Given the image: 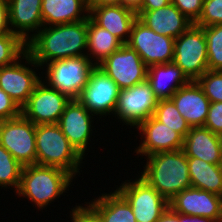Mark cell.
Segmentation results:
<instances>
[{"instance_id": "obj_1", "label": "cell", "mask_w": 222, "mask_h": 222, "mask_svg": "<svg viewBox=\"0 0 222 222\" xmlns=\"http://www.w3.org/2000/svg\"><path fill=\"white\" fill-rule=\"evenodd\" d=\"M87 19L74 23L43 26L28 42L27 52L40 66L56 60L85 56Z\"/></svg>"}, {"instance_id": "obj_2", "label": "cell", "mask_w": 222, "mask_h": 222, "mask_svg": "<svg viewBox=\"0 0 222 222\" xmlns=\"http://www.w3.org/2000/svg\"><path fill=\"white\" fill-rule=\"evenodd\" d=\"M139 175L167 201L192 187L187 156L183 150L162 151L146 157Z\"/></svg>"}, {"instance_id": "obj_3", "label": "cell", "mask_w": 222, "mask_h": 222, "mask_svg": "<svg viewBox=\"0 0 222 222\" xmlns=\"http://www.w3.org/2000/svg\"><path fill=\"white\" fill-rule=\"evenodd\" d=\"M73 178L70 173L57 167L36 164L24 166L15 194L30 200L38 210H43L69 191Z\"/></svg>"}, {"instance_id": "obj_4", "label": "cell", "mask_w": 222, "mask_h": 222, "mask_svg": "<svg viewBox=\"0 0 222 222\" xmlns=\"http://www.w3.org/2000/svg\"><path fill=\"white\" fill-rule=\"evenodd\" d=\"M35 138L36 165L63 169L74 180L76 175H80V164L84 163V158L70 144L57 123L36 125Z\"/></svg>"}, {"instance_id": "obj_5", "label": "cell", "mask_w": 222, "mask_h": 222, "mask_svg": "<svg viewBox=\"0 0 222 222\" xmlns=\"http://www.w3.org/2000/svg\"><path fill=\"white\" fill-rule=\"evenodd\" d=\"M47 68H46V67ZM96 67L86 55L51 61L40 69L45 70L42 75L45 83L66 95L70 99H77L86 86L91 71Z\"/></svg>"}, {"instance_id": "obj_6", "label": "cell", "mask_w": 222, "mask_h": 222, "mask_svg": "<svg viewBox=\"0 0 222 222\" xmlns=\"http://www.w3.org/2000/svg\"><path fill=\"white\" fill-rule=\"evenodd\" d=\"M173 63L189 81H196L208 71L207 40L203 27L194 23L175 38Z\"/></svg>"}, {"instance_id": "obj_7", "label": "cell", "mask_w": 222, "mask_h": 222, "mask_svg": "<svg viewBox=\"0 0 222 222\" xmlns=\"http://www.w3.org/2000/svg\"><path fill=\"white\" fill-rule=\"evenodd\" d=\"M139 174L133 181H123L116 190L130 204L136 222H156L169 207V202Z\"/></svg>"}, {"instance_id": "obj_8", "label": "cell", "mask_w": 222, "mask_h": 222, "mask_svg": "<svg viewBox=\"0 0 222 222\" xmlns=\"http://www.w3.org/2000/svg\"><path fill=\"white\" fill-rule=\"evenodd\" d=\"M36 125L22 114L0 120V144L24 167L36 164Z\"/></svg>"}, {"instance_id": "obj_9", "label": "cell", "mask_w": 222, "mask_h": 222, "mask_svg": "<svg viewBox=\"0 0 222 222\" xmlns=\"http://www.w3.org/2000/svg\"><path fill=\"white\" fill-rule=\"evenodd\" d=\"M174 43V38L155 33L137 18L126 44L150 67L173 62Z\"/></svg>"}, {"instance_id": "obj_10", "label": "cell", "mask_w": 222, "mask_h": 222, "mask_svg": "<svg viewBox=\"0 0 222 222\" xmlns=\"http://www.w3.org/2000/svg\"><path fill=\"white\" fill-rule=\"evenodd\" d=\"M158 100L147 80L133 87L121 89L113 117L118 118V122L131 126L129 128H135L153 116Z\"/></svg>"}, {"instance_id": "obj_11", "label": "cell", "mask_w": 222, "mask_h": 222, "mask_svg": "<svg viewBox=\"0 0 222 222\" xmlns=\"http://www.w3.org/2000/svg\"><path fill=\"white\" fill-rule=\"evenodd\" d=\"M120 90L114 80L96 66L77 99L95 117L103 118L114 115Z\"/></svg>"}, {"instance_id": "obj_12", "label": "cell", "mask_w": 222, "mask_h": 222, "mask_svg": "<svg viewBox=\"0 0 222 222\" xmlns=\"http://www.w3.org/2000/svg\"><path fill=\"white\" fill-rule=\"evenodd\" d=\"M21 59H24L26 63L24 60L22 62ZM39 67L32 56L26 52L15 63L0 68V88L5 91L20 108L27 103L35 86L41 80V75L39 74L38 76L36 72V69H39Z\"/></svg>"}, {"instance_id": "obj_13", "label": "cell", "mask_w": 222, "mask_h": 222, "mask_svg": "<svg viewBox=\"0 0 222 222\" xmlns=\"http://www.w3.org/2000/svg\"><path fill=\"white\" fill-rule=\"evenodd\" d=\"M97 66L111 77L120 89L133 87L145 82L147 78L148 67L140 55L127 44H123Z\"/></svg>"}, {"instance_id": "obj_14", "label": "cell", "mask_w": 222, "mask_h": 222, "mask_svg": "<svg viewBox=\"0 0 222 222\" xmlns=\"http://www.w3.org/2000/svg\"><path fill=\"white\" fill-rule=\"evenodd\" d=\"M70 100L41 79L27 103L21 108V114L35 125L58 123Z\"/></svg>"}, {"instance_id": "obj_15", "label": "cell", "mask_w": 222, "mask_h": 222, "mask_svg": "<svg viewBox=\"0 0 222 222\" xmlns=\"http://www.w3.org/2000/svg\"><path fill=\"white\" fill-rule=\"evenodd\" d=\"M94 116L78 99H71L57 123L70 144L83 158L88 152L86 150H89L90 138L94 133L95 126H92L95 121Z\"/></svg>"}, {"instance_id": "obj_16", "label": "cell", "mask_w": 222, "mask_h": 222, "mask_svg": "<svg viewBox=\"0 0 222 222\" xmlns=\"http://www.w3.org/2000/svg\"><path fill=\"white\" fill-rule=\"evenodd\" d=\"M135 129L140 131L139 135L142 140V143L135 147V153L142 156V158L157 152L181 150L183 148L184 138L153 116L139 123Z\"/></svg>"}, {"instance_id": "obj_17", "label": "cell", "mask_w": 222, "mask_h": 222, "mask_svg": "<svg viewBox=\"0 0 222 222\" xmlns=\"http://www.w3.org/2000/svg\"><path fill=\"white\" fill-rule=\"evenodd\" d=\"M168 202L169 208L175 213L218 219L222 197L208 191L189 187Z\"/></svg>"}, {"instance_id": "obj_18", "label": "cell", "mask_w": 222, "mask_h": 222, "mask_svg": "<svg viewBox=\"0 0 222 222\" xmlns=\"http://www.w3.org/2000/svg\"><path fill=\"white\" fill-rule=\"evenodd\" d=\"M136 13L137 18L155 33L174 39L193 24L172 3L155 10H136Z\"/></svg>"}, {"instance_id": "obj_19", "label": "cell", "mask_w": 222, "mask_h": 222, "mask_svg": "<svg viewBox=\"0 0 222 222\" xmlns=\"http://www.w3.org/2000/svg\"><path fill=\"white\" fill-rule=\"evenodd\" d=\"M190 127L204 126L210 100L197 81H189L170 98Z\"/></svg>"}, {"instance_id": "obj_20", "label": "cell", "mask_w": 222, "mask_h": 222, "mask_svg": "<svg viewBox=\"0 0 222 222\" xmlns=\"http://www.w3.org/2000/svg\"><path fill=\"white\" fill-rule=\"evenodd\" d=\"M89 17L101 28L108 30L123 44L130 38L131 28L137 19L135 10L124 5L89 7Z\"/></svg>"}, {"instance_id": "obj_21", "label": "cell", "mask_w": 222, "mask_h": 222, "mask_svg": "<svg viewBox=\"0 0 222 222\" xmlns=\"http://www.w3.org/2000/svg\"><path fill=\"white\" fill-rule=\"evenodd\" d=\"M7 1L11 32L27 43L43 27L42 0Z\"/></svg>"}, {"instance_id": "obj_22", "label": "cell", "mask_w": 222, "mask_h": 222, "mask_svg": "<svg viewBox=\"0 0 222 222\" xmlns=\"http://www.w3.org/2000/svg\"><path fill=\"white\" fill-rule=\"evenodd\" d=\"M182 150L187 157L202 159L210 164H220L222 136L204 126L191 127L184 138Z\"/></svg>"}, {"instance_id": "obj_23", "label": "cell", "mask_w": 222, "mask_h": 222, "mask_svg": "<svg viewBox=\"0 0 222 222\" xmlns=\"http://www.w3.org/2000/svg\"><path fill=\"white\" fill-rule=\"evenodd\" d=\"M88 0H42L43 26L74 23L89 18Z\"/></svg>"}, {"instance_id": "obj_24", "label": "cell", "mask_w": 222, "mask_h": 222, "mask_svg": "<svg viewBox=\"0 0 222 222\" xmlns=\"http://www.w3.org/2000/svg\"><path fill=\"white\" fill-rule=\"evenodd\" d=\"M84 203L100 222H136L130 204L117 190L101 193L96 199Z\"/></svg>"}, {"instance_id": "obj_25", "label": "cell", "mask_w": 222, "mask_h": 222, "mask_svg": "<svg viewBox=\"0 0 222 222\" xmlns=\"http://www.w3.org/2000/svg\"><path fill=\"white\" fill-rule=\"evenodd\" d=\"M146 80L159 100L170 99L179 88L189 82L181 68L173 62L148 67Z\"/></svg>"}, {"instance_id": "obj_26", "label": "cell", "mask_w": 222, "mask_h": 222, "mask_svg": "<svg viewBox=\"0 0 222 222\" xmlns=\"http://www.w3.org/2000/svg\"><path fill=\"white\" fill-rule=\"evenodd\" d=\"M122 45L123 43L108 30L101 28L90 17L87 19L86 56L96 66Z\"/></svg>"}, {"instance_id": "obj_27", "label": "cell", "mask_w": 222, "mask_h": 222, "mask_svg": "<svg viewBox=\"0 0 222 222\" xmlns=\"http://www.w3.org/2000/svg\"><path fill=\"white\" fill-rule=\"evenodd\" d=\"M191 185L222 197V168L202 159L187 157Z\"/></svg>"}, {"instance_id": "obj_28", "label": "cell", "mask_w": 222, "mask_h": 222, "mask_svg": "<svg viewBox=\"0 0 222 222\" xmlns=\"http://www.w3.org/2000/svg\"><path fill=\"white\" fill-rule=\"evenodd\" d=\"M153 117L175 132L179 133L183 138H185L191 129L190 125L180 114L179 110L176 108L171 99L158 100Z\"/></svg>"}, {"instance_id": "obj_29", "label": "cell", "mask_w": 222, "mask_h": 222, "mask_svg": "<svg viewBox=\"0 0 222 222\" xmlns=\"http://www.w3.org/2000/svg\"><path fill=\"white\" fill-rule=\"evenodd\" d=\"M23 166L0 144V187L14 188L17 192Z\"/></svg>"}, {"instance_id": "obj_30", "label": "cell", "mask_w": 222, "mask_h": 222, "mask_svg": "<svg viewBox=\"0 0 222 222\" xmlns=\"http://www.w3.org/2000/svg\"><path fill=\"white\" fill-rule=\"evenodd\" d=\"M27 52V43L17 34L0 36V68L15 63Z\"/></svg>"}, {"instance_id": "obj_31", "label": "cell", "mask_w": 222, "mask_h": 222, "mask_svg": "<svg viewBox=\"0 0 222 222\" xmlns=\"http://www.w3.org/2000/svg\"><path fill=\"white\" fill-rule=\"evenodd\" d=\"M207 40L208 70H222V24L203 27Z\"/></svg>"}, {"instance_id": "obj_32", "label": "cell", "mask_w": 222, "mask_h": 222, "mask_svg": "<svg viewBox=\"0 0 222 222\" xmlns=\"http://www.w3.org/2000/svg\"><path fill=\"white\" fill-rule=\"evenodd\" d=\"M196 81L210 102H222V70H208Z\"/></svg>"}, {"instance_id": "obj_33", "label": "cell", "mask_w": 222, "mask_h": 222, "mask_svg": "<svg viewBox=\"0 0 222 222\" xmlns=\"http://www.w3.org/2000/svg\"><path fill=\"white\" fill-rule=\"evenodd\" d=\"M194 24L200 27L222 24V0H204L201 15Z\"/></svg>"}, {"instance_id": "obj_34", "label": "cell", "mask_w": 222, "mask_h": 222, "mask_svg": "<svg viewBox=\"0 0 222 222\" xmlns=\"http://www.w3.org/2000/svg\"><path fill=\"white\" fill-rule=\"evenodd\" d=\"M204 0H171L190 21L195 23L201 15Z\"/></svg>"}, {"instance_id": "obj_35", "label": "cell", "mask_w": 222, "mask_h": 222, "mask_svg": "<svg viewBox=\"0 0 222 222\" xmlns=\"http://www.w3.org/2000/svg\"><path fill=\"white\" fill-rule=\"evenodd\" d=\"M204 127L222 136V102H210Z\"/></svg>"}, {"instance_id": "obj_36", "label": "cell", "mask_w": 222, "mask_h": 222, "mask_svg": "<svg viewBox=\"0 0 222 222\" xmlns=\"http://www.w3.org/2000/svg\"><path fill=\"white\" fill-rule=\"evenodd\" d=\"M20 115L21 108L0 88V120L14 119Z\"/></svg>"}, {"instance_id": "obj_37", "label": "cell", "mask_w": 222, "mask_h": 222, "mask_svg": "<svg viewBox=\"0 0 222 222\" xmlns=\"http://www.w3.org/2000/svg\"><path fill=\"white\" fill-rule=\"evenodd\" d=\"M70 218L72 222H100L98 217L87 207L81 204L71 208Z\"/></svg>"}, {"instance_id": "obj_38", "label": "cell", "mask_w": 222, "mask_h": 222, "mask_svg": "<svg viewBox=\"0 0 222 222\" xmlns=\"http://www.w3.org/2000/svg\"><path fill=\"white\" fill-rule=\"evenodd\" d=\"M4 34H14L11 32L9 22L8 1L0 0V36Z\"/></svg>"}, {"instance_id": "obj_39", "label": "cell", "mask_w": 222, "mask_h": 222, "mask_svg": "<svg viewBox=\"0 0 222 222\" xmlns=\"http://www.w3.org/2000/svg\"><path fill=\"white\" fill-rule=\"evenodd\" d=\"M171 3V0H142V5L137 10H155Z\"/></svg>"}, {"instance_id": "obj_40", "label": "cell", "mask_w": 222, "mask_h": 222, "mask_svg": "<svg viewBox=\"0 0 222 222\" xmlns=\"http://www.w3.org/2000/svg\"><path fill=\"white\" fill-rule=\"evenodd\" d=\"M179 222H218V219L179 213Z\"/></svg>"}, {"instance_id": "obj_41", "label": "cell", "mask_w": 222, "mask_h": 222, "mask_svg": "<svg viewBox=\"0 0 222 222\" xmlns=\"http://www.w3.org/2000/svg\"><path fill=\"white\" fill-rule=\"evenodd\" d=\"M156 222H179V213H175L168 207Z\"/></svg>"}, {"instance_id": "obj_42", "label": "cell", "mask_w": 222, "mask_h": 222, "mask_svg": "<svg viewBox=\"0 0 222 222\" xmlns=\"http://www.w3.org/2000/svg\"><path fill=\"white\" fill-rule=\"evenodd\" d=\"M122 5V0H88V7Z\"/></svg>"}, {"instance_id": "obj_43", "label": "cell", "mask_w": 222, "mask_h": 222, "mask_svg": "<svg viewBox=\"0 0 222 222\" xmlns=\"http://www.w3.org/2000/svg\"><path fill=\"white\" fill-rule=\"evenodd\" d=\"M122 5L136 11L142 5V0H122Z\"/></svg>"}, {"instance_id": "obj_44", "label": "cell", "mask_w": 222, "mask_h": 222, "mask_svg": "<svg viewBox=\"0 0 222 222\" xmlns=\"http://www.w3.org/2000/svg\"><path fill=\"white\" fill-rule=\"evenodd\" d=\"M218 222H222V203H221V207H220V215L218 218Z\"/></svg>"}, {"instance_id": "obj_45", "label": "cell", "mask_w": 222, "mask_h": 222, "mask_svg": "<svg viewBox=\"0 0 222 222\" xmlns=\"http://www.w3.org/2000/svg\"><path fill=\"white\" fill-rule=\"evenodd\" d=\"M220 166H221V168H222V155H221V163H220Z\"/></svg>"}]
</instances>
